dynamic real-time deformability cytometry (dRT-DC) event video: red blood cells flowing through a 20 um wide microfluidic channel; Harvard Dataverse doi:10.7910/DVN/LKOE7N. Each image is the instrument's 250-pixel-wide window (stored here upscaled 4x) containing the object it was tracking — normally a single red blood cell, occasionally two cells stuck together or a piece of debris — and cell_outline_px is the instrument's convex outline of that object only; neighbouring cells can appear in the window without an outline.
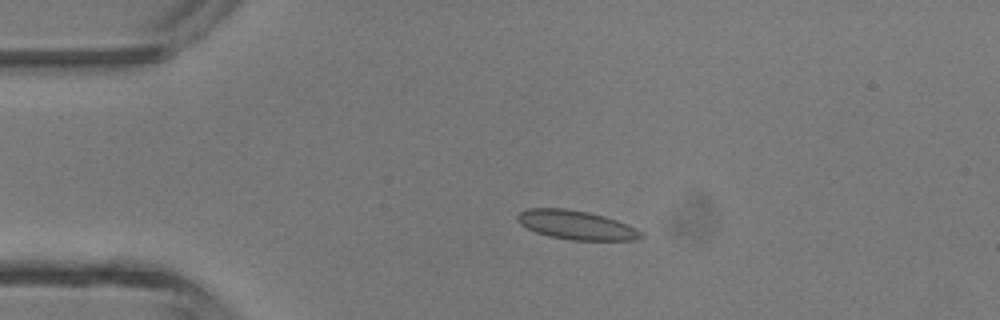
{"species": "common noctule bat (a hibernating species)", "species_latin": "Nyctalus noctula", "temperature_condition": "room temperature", "stored_images_in_passage": 4, "camera_frame_rate_fps": 3000, "um_per_image_px": 0.085, "animal": {"sex": "male", "body_mass_g": 13.3}, "frame": {"image": 1, "passage_image": 3, "time_ms": 0.667, "image_size_px": [1000, 320], "cell_outline_px": [[644, 236], [636, 240], [572, 240], [548, 236], [536, 232], [520, 224], [516, 220], [516, 216], [520, 212], [528, 208], [564, 208], [588, 212], [604, 216], [616, 220], [636, 228], [644, 232]], "centroid_in_image_um": [48.98, 19.13], "position_along_channel_um": 36.0, "area_um2": 20.92}}